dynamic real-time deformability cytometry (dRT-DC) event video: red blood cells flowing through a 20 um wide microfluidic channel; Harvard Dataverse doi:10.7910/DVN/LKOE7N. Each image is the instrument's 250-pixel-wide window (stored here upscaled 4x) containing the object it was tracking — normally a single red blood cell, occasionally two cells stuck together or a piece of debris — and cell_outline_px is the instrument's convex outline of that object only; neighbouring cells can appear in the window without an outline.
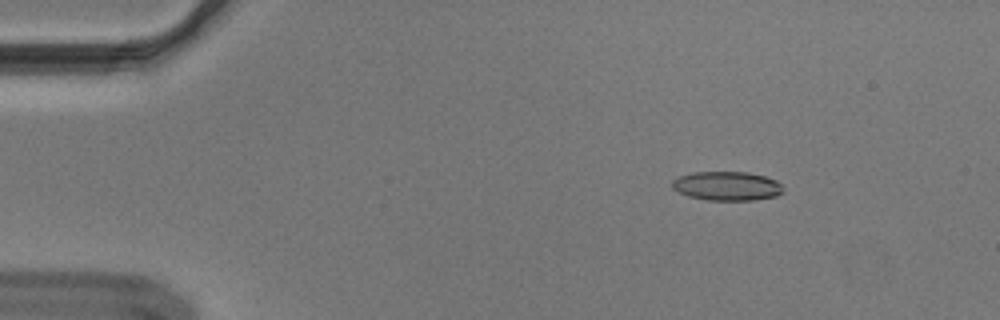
{"species": "Egyptian fruit bat (a non-hibernating species)", "species_latin": "Rousettus aegyptiacus", "temperature_condition": "cold", "stored_images_in_passage": 55, "camera_frame_rate_fps": 3000, "um_per_image_px": 0.085, "animal": {"sex": "male"}, "frame": {"image": 1, "passage_image": 8, "time_ms": 2.333, "image_size_px": [1000, 320], "cell_outline_px": [[784, 192], [776, 196], [752, 200], [708, 200], [688, 196], [672, 188], [672, 180], [680, 176], [692, 172], [748, 172], [764, 176], [776, 180], [780, 184]], "centroid_in_image_um": [61.79, 15.81], "position_along_channel_um": 23.2, "area_um2": 18.73}}
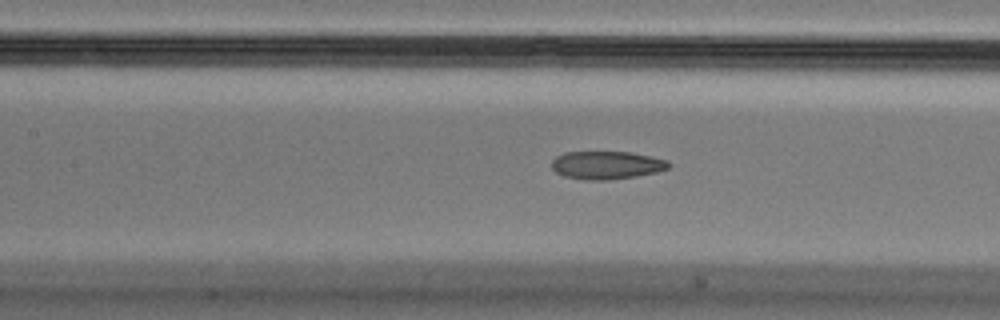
{"frame": {"image": 2, "passage_image": 25, "time_ms": 8.0, "image_size_px": [1000, 320], "cell_outline_px": [[672, 164], [668, 168], [656, 172], [636, 176], [608, 180], [584, 180], [564, 176], [556, 172], [552, 168], [552, 160], [556, 156], [564, 152], [632, 152], [652, 156], [668, 160]], "centroid_in_image_um": [51.58, 14.03], "position_along_channel_um": 155.8, "area_um2": 19.25}}
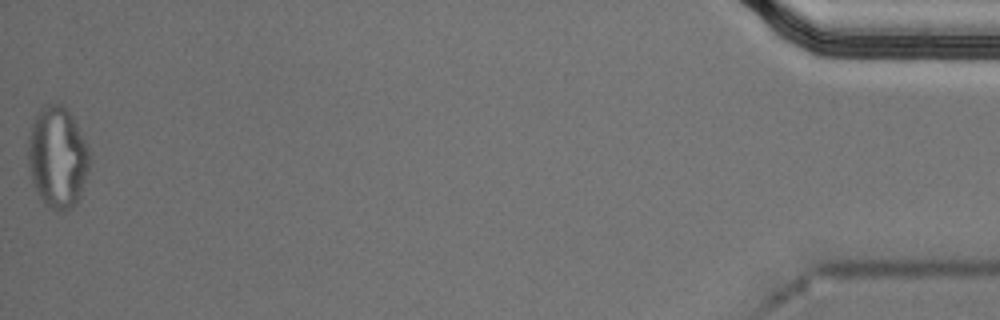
{"frame": {"image": 3, "passage_image": 55, "time_ms": 18.0, "image_size_px": [1000, 320], "cell_outline_px": [[92, 160], [80, 196], [76, 204], [68, 212], [56, 212], [48, 208], [44, 204], [36, 192], [32, 184], [28, 164], [28, 136], [36, 112], [44, 104], [60, 104], [72, 116], [88, 144]], "centroid_in_image_um": [4.89, 13.42], "position_along_channel_um": 430.3, "area_um2": 37.22}, "authors_computed_cell_mechanics": {"area_um2": 19.7676, "velocity_mm_per_s": 3.6628, "shape_relaxation_time_tau1_ms": null, "shape_relaxation_time_tau2_ms": 2.3849, "deformation_change_tau1": null, "deformation_change_tau2": 0.0873}}